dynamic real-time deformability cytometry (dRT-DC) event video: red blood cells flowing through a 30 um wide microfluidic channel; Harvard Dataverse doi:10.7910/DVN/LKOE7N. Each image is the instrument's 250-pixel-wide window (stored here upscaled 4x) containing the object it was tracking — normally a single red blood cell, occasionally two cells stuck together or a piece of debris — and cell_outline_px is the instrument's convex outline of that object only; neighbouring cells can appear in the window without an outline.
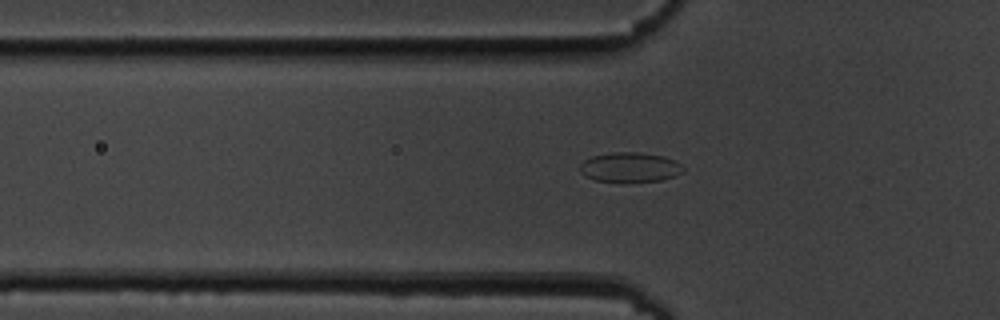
{"species": "common noctule bat (a hibernating species)", "species_latin": "Nyctalus noctula", "temperature_condition": "cold", "stored_images_in_passage": 50, "camera_frame_rate_fps": 3000, "um_per_image_px": 0.085, "animal": {"sex": "male", "body_mass_g": 19.5, "forearm_length_mm": 54.6}, "frame": {"image": 1, "passage_image": 18, "time_ms": 5.667, "image_size_px": [1000, 320], "cell_outline_px": [[684, 172], [676, 176], [660, 180], [596, 180], [584, 176], [580, 172], [580, 164], [584, 160], [592, 156], [612, 152], [640, 152], [664, 156], [676, 160], [684, 168]], "centroid_in_image_um": [53.57, 14.18], "position_along_channel_um": 72.2, "area_um2": 17.63}}
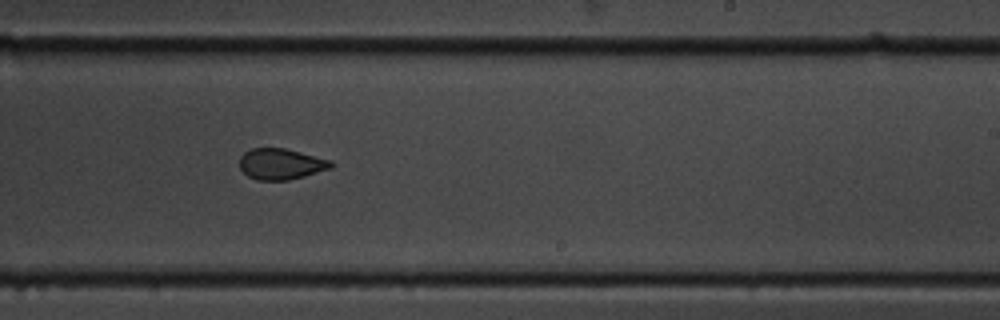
{"frame": {"image": 2, "passage_image": 34, "time_ms": 11.0, "image_size_px": [1000, 320], "cell_outline_px": [[336, 164], [332, 168], [304, 176], [288, 180], [256, 180], [248, 176], [240, 168], [240, 156], [244, 152], [252, 148], [284, 148], [332, 160]], "centroid_in_image_um": [23.9, 13.94], "position_along_channel_um": 265.1, "area_um2": 16.59}}
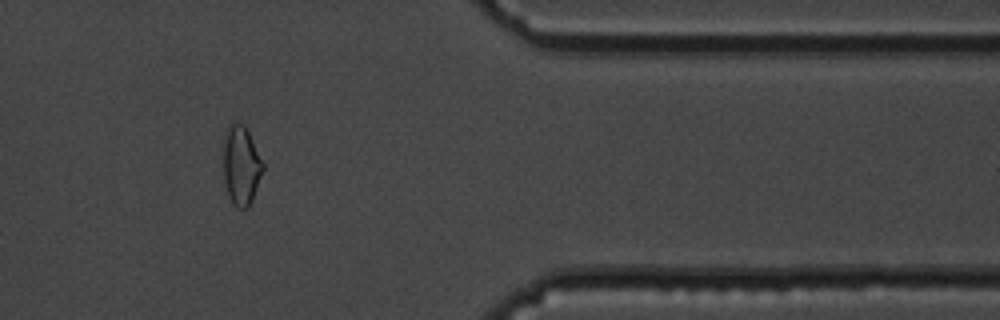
{"frame": {"image": 3, "passage_image": 46, "time_ms": 15.0, "image_size_px": [1000, 320], "cell_outline_px": [[264, 168], [252, 200], [248, 208], [236, 208], [232, 204], [224, 180], [224, 144], [228, 128], [232, 124], [244, 124], [264, 164]], "centroid_in_image_um": [20.51, 14.12], "position_along_channel_um": 390.9, "area_um2": 17.8}}